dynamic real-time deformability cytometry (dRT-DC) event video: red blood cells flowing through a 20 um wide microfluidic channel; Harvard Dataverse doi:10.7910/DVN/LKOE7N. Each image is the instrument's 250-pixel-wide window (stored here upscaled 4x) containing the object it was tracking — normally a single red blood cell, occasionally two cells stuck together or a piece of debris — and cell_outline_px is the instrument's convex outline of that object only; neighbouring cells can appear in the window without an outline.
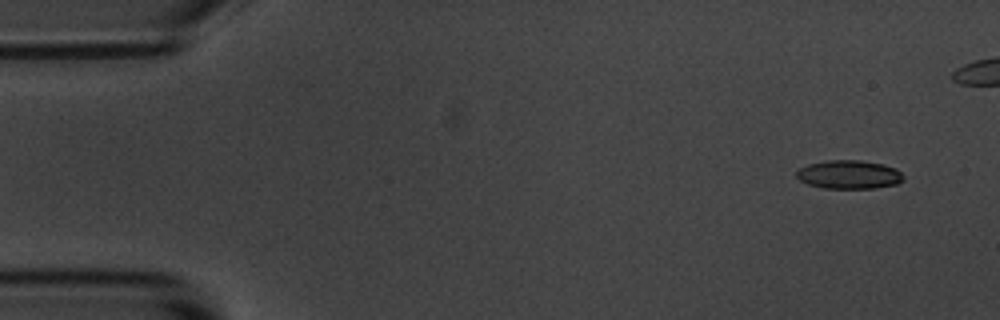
{"species": "common noctule bat (a hibernating species)", "species_latin": "Nyctalus noctula", "temperature_condition": "room temperature", "stored_images_in_passage": 6, "camera_frame_rate_fps": 3000, "um_per_image_px": 0.085, "animal": {"sex": "male", "body_mass_g": 20.1, "forearm_length_mm": 53.5}, "frame": {"image": 1, "passage_image": 2, "time_ms": 0.333, "image_size_px": [1000, 320], "cell_outline_px": [[904, 180], [896, 184], [876, 188], [824, 188], [808, 184], [800, 180], [796, 176], [796, 172], [800, 168], [808, 164], [828, 160], [860, 160], [884, 164], [896, 168], [904, 176]], "centroid_in_image_um": [72.19, 14.83], "position_along_channel_um": 12.8, "area_um2": 17.86}}